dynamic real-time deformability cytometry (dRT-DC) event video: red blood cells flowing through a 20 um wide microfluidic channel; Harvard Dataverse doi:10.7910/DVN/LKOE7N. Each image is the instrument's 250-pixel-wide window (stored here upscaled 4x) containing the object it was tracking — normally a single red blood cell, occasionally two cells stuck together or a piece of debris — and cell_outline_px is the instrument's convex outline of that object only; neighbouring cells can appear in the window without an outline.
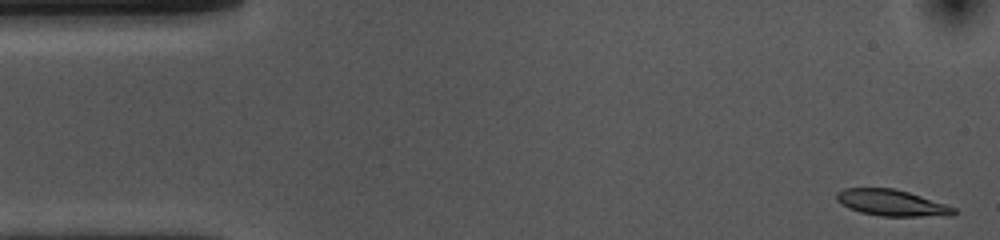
{"species": "common noctule bat (a hibernating species)", "species_latin": "Nyctalus noctula", "temperature_condition": "cold", "stored_images_in_passage": 52, "camera_frame_rate_fps": 3000, "um_per_image_px": 0.085, "animal": {"sex": "female", "body_mass_g": 10.0, "forearm_length_mm": 53.1}, "frame": {"image": 1, "passage_image": 1, "time_ms": 0.0, "image_size_px": [1000, 240], "cell_outline_px": [[956, 212], [952, 216], [880, 216], [860, 212], [848, 208], [840, 204], [836, 200], [836, 192], [844, 188], [892, 188], [908, 192], [956, 208]], "centroid_in_image_um": [75.75, 17.25], "position_along_channel_um": 9.2, "area_um2": 17.92}}
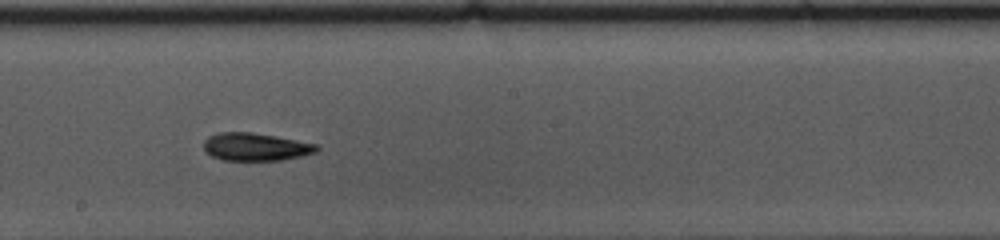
{"frame": {"image": 2, "passage_image": 27, "time_ms": 8.667, "image_size_px": [1000, 240], "cell_outline_px": [[320, 148], [316, 152], [300, 156], [280, 160], [220, 160], [212, 156], [204, 148], [204, 140], [208, 136], [220, 132], [252, 132], [276, 136], [316, 144]], "centroid_in_image_um": [21.71, 12.47], "position_along_channel_um": 226.5, "area_um2": 18.21}}
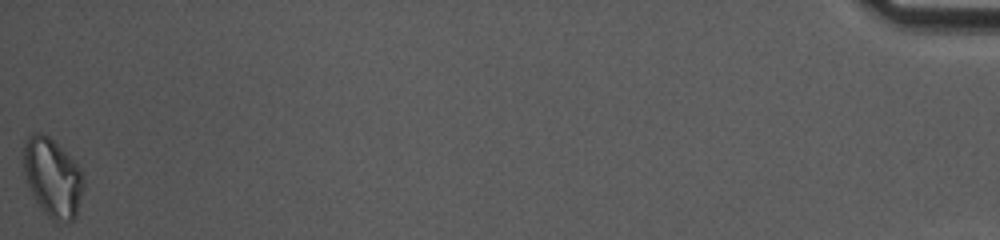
{"frame": {"image": 3, "passage_image": 52, "time_ms": 17.0, "image_size_px": [1000, 240], "cell_outline_px": [[84, 188], [76, 216], [72, 220], [60, 224], [52, 220], [44, 212], [36, 200], [28, 184], [24, 172], [24, 144], [28, 136], [32, 132], [40, 132], [48, 136], [80, 168], [84, 176]], "centroid_in_image_um": [4.49, 15.12], "position_along_channel_um": 430.7, "area_um2": 27.28}, "authors_computed_cell_mechanics": {"area_um2": 18.5249, "velocity_mm_per_s": 3.7099, "shape_relaxation_time_tau1_ms": 4.6268, "shape_relaxation_time_tau2_ms": 3.838, "deformation_change_tau1": 0.1192, "deformation_change_tau2": 0.0941}}